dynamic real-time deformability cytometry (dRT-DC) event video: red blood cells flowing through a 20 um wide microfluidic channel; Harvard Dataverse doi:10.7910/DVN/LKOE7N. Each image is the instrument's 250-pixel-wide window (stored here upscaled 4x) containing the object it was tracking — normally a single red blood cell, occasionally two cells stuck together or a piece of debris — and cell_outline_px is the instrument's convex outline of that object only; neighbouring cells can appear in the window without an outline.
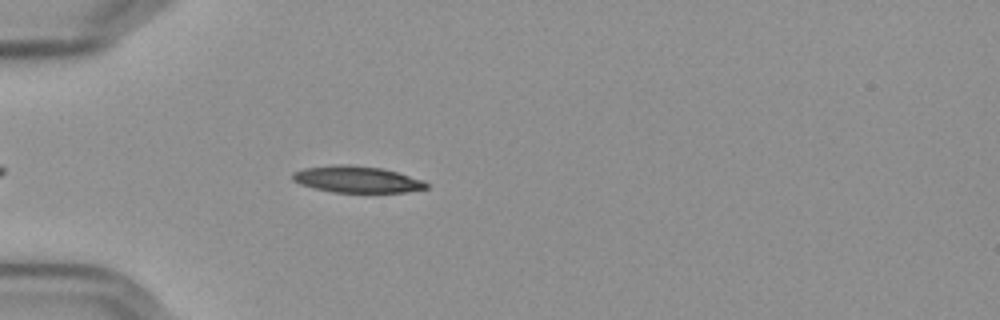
{"species": "Egyptian fruit bat (a non-hibernating species)", "species_latin": "Rousettus aegyptiacus", "temperature_condition": "cold", "stored_images_in_passage": 25, "camera_frame_rate_fps": 3000, "um_per_image_px": 0.085, "frame": {"image": 1, "passage_image": 7, "time_ms": 2.0, "image_size_px": [1000, 320], "cell_outline_px": [[428, 188], [404, 192], [332, 192], [300, 184], [292, 180], [292, 172], [304, 168], [332, 164], [348, 164], [380, 168], [396, 172], [424, 180], [428, 184]], "centroid_in_image_um": [30.31, 15.24], "position_along_channel_um": 54.7, "area_um2": 20.63}}
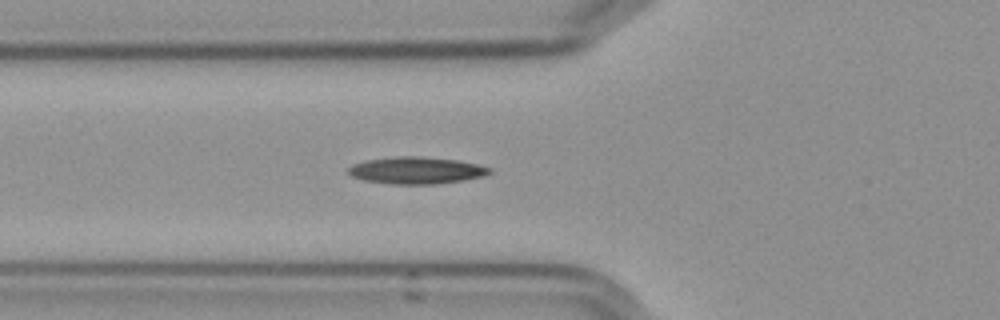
{"frame": {"image": 2, "passage_image": 11, "time_ms": 3.333, "image_size_px": [1000, 320], "cell_outline_px": [[492, 172], [484, 176], [464, 180], [436, 184], [388, 184], [364, 180], [352, 176], [348, 172], [348, 168], [352, 164], [364, 160], [396, 156], [416, 156], [456, 160], [476, 164], [492, 168]], "centroid_in_image_um": [35.37, 14.48], "position_along_channel_um": 90.4, "area_um2": 22.25}}
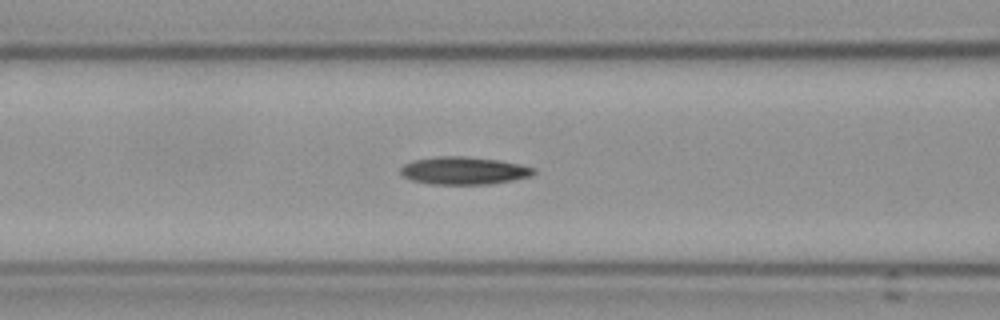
{"frame": {"image": 3, "passage_image": 14, "time_ms": 4.333, "image_size_px": [1000, 320], "cell_outline_px": [[536, 172], [532, 176], [512, 180], [488, 184], [428, 184], [412, 180], [404, 176], [400, 172], [400, 168], [404, 164], [412, 160], [436, 156], [464, 156], [496, 160], [520, 164], [536, 168]], "centroid_in_image_um": [39.42, 14.5], "position_along_channel_um": 127.2, "area_um2": 21.5}}